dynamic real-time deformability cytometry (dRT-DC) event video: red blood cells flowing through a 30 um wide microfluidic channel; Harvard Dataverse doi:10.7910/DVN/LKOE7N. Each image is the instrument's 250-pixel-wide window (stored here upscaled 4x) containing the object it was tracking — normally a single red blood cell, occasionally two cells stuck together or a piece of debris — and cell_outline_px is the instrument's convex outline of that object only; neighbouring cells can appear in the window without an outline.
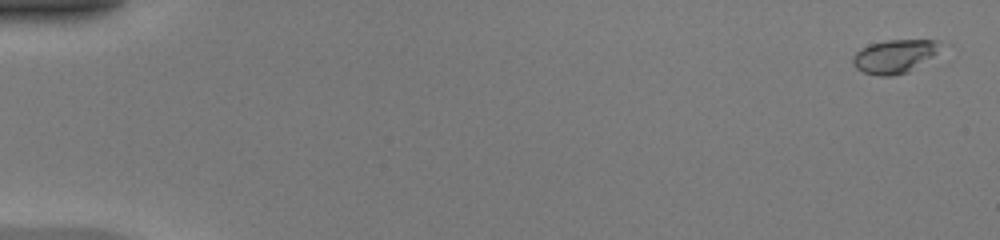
{"species": "common noctule bat (a hibernating species)", "species_latin": "Nyctalus noctula", "temperature_condition": "warm", "stored_images_in_passage": 50, "camera_frame_rate_fps": 3000, "um_per_image_px": 0.085, "animal": {"sex": "female", "body_mass_g": 20.0, "forearm_length_mm": 54.0}, "frame": {"image": 1, "passage_image": 2, "time_ms": 0.333, "image_size_px": [1000, 240], "cell_outline_px": [[944, 44], [932, 56], [908, 72], [892, 76], [880, 76], [864, 72], [856, 68], [852, 64], [852, 56], [860, 48], [868, 44], [888, 40], [940, 40]], "centroid_in_image_um": [76.01, 4.77], "position_along_channel_um": 9.0, "area_um2": 17.11}}
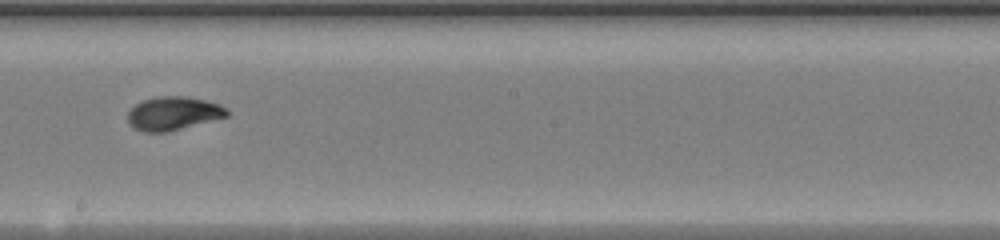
{"frame": {"image": 2, "passage_image": 30, "time_ms": 9.667, "image_size_px": [1000, 240], "cell_outline_px": [[232, 112], [228, 116], [168, 132], [144, 132], [128, 124], [128, 112], [136, 104], [144, 100], [156, 96], [184, 96], [208, 100], [220, 104], [228, 108]], "centroid_in_image_um": [14.78, 9.63], "position_along_channel_um": 233.4, "area_um2": 19.54}}
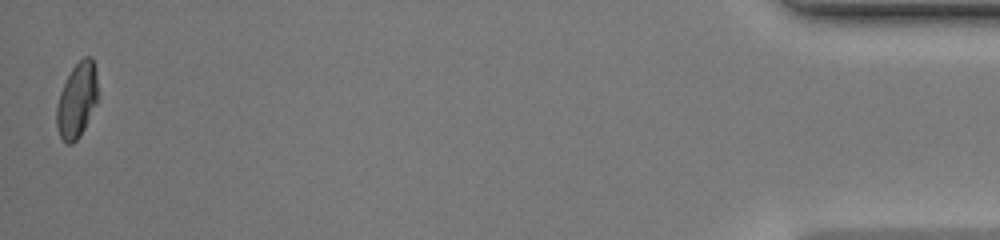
{"frame": {"image": 3, "passage_image": 50, "time_ms": 16.333, "image_size_px": [1000, 240], "cell_outline_px": [[96, 104], [80, 136], [72, 144], [68, 144], [60, 136], [56, 124], [56, 104], [60, 92], [72, 68], [84, 56], [92, 56], [96, 72]], "centroid_in_image_um": [6.52, 8.52], "position_along_channel_um": 428.7, "area_um2": 17.74}, "authors_computed_cell_mechanics": {"area_um2": 18.5249, "velocity_mm_per_s": 4.2195, "shape_relaxation_time_tau1_ms": 3.2369, "shape_relaxation_time_tau2_ms": 1.1448, "deformation_change_tau1": 0.2032, "deformation_change_tau2": 0.0436}}